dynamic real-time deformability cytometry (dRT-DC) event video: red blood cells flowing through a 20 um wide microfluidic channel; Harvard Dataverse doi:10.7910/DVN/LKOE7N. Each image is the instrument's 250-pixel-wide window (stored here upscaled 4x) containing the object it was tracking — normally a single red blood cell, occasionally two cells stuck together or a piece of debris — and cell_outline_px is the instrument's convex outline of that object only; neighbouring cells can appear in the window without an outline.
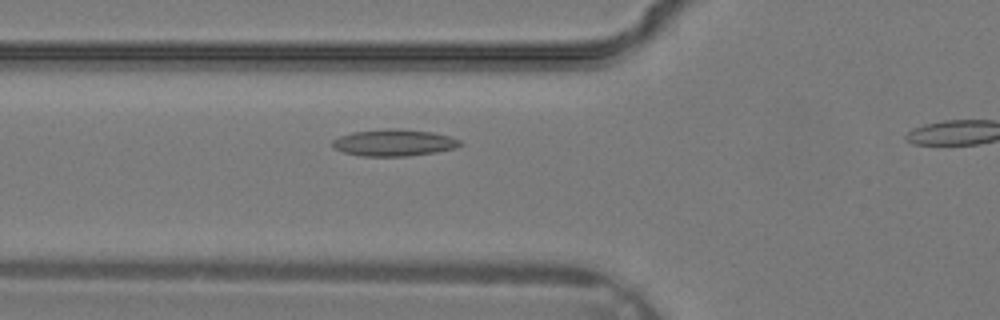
{"species": "common noctule bat (a hibernating species)", "species_latin": "Nyctalus noctula", "temperature_condition": "warm", "stored_images_in_passage": 5, "camera_frame_rate_fps": 3000, "um_per_image_px": 0.085, "animal": {"sex": "male", "body_mass_g": 19.2, "forearm_length_mm": 51.8}, "frame": {"image": 1, "passage_image": 4, "time_ms": 1.0, "image_size_px": [1000, 320], "cell_outline_px": [[464, 144], [456, 148], [436, 152], [408, 156], [360, 156], [344, 152], [332, 148], [332, 140], [340, 136], [352, 132], [388, 128], [396, 128], [432, 132], [448, 136], [460, 140]], "centroid_in_image_um": [33.48, 12.13], "position_along_channel_um": 92.3, "area_um2": 20.0}}